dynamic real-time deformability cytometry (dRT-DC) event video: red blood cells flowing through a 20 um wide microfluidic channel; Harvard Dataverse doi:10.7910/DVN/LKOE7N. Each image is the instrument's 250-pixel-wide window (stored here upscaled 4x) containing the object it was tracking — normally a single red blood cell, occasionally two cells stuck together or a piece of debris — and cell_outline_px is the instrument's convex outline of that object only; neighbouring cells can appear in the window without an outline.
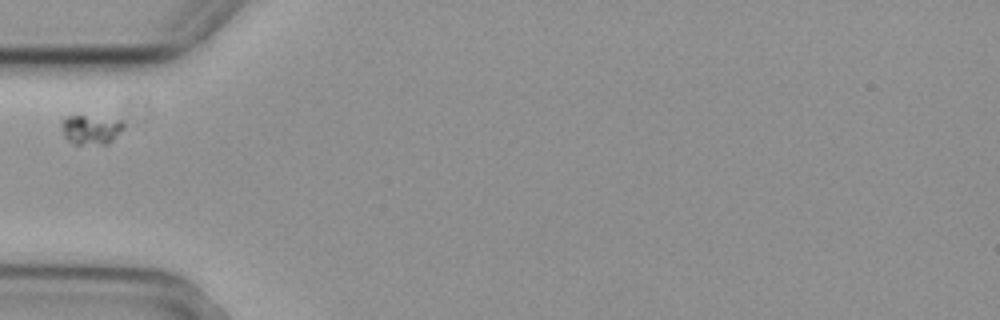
{"species": "common noctule bat (a hibernating species)", "species_latin": "Nyctalus noctula", "temperature_condition": "cold", "stored_images_in_passage": 6, "segment_of_instrument_passage": [2, 2], "camera_frame_rate_fps": 3000, "um_per_image_px": 0.085, "animal": {"sex": "female", "body_mass_g": 29.2, "forearm_length_mm": 56.3}, "frame": {"image": 1, "passage_image": 6, "time_ms": 1.667, "image_size_px": [1000, 320], "cell_outline_px": [[124, 128], [108, 144], [76, 144], [68, 140], [64, 136], [60, 124], [68, 116], [84, 116], [120, 120], [124, 124]], "centroid_in_image_um": [7.72, 11.03], "position_along_channel_um": 77.3, "area_um2": 10.4}}